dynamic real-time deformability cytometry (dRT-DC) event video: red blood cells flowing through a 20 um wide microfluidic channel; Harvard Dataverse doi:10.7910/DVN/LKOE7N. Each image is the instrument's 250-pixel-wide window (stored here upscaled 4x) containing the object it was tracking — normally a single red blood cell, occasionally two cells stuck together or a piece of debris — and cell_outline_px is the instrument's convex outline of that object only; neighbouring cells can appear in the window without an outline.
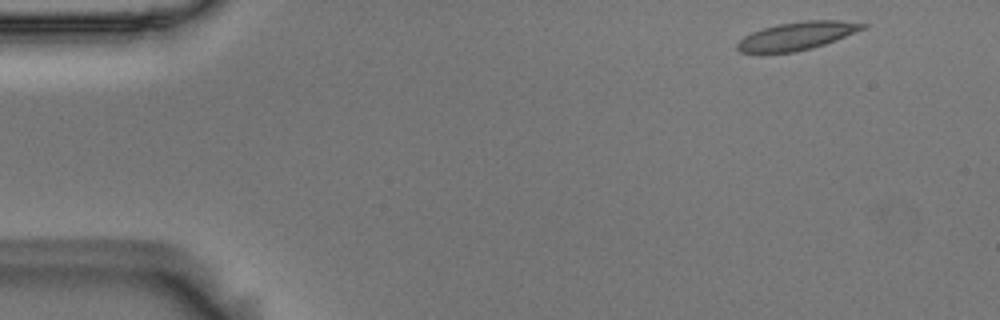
{"species": "Egyptian fruit bat (a non-hibernating species)", "species_latin": "Rousettus aegyptiacus", "temperature_condition": "room temperature", "stored_images_in_passage": 3, "camera_frame_rate_fps": 3000, "um_per_image_px": 0.085, "animal": {"sex": "male"}, "frame": {"image": 1, "passage_image": 1, "time_ms": 0.0, "image_size_px": [1000, 320], "cell_outline_px": [[868, 24], [864, 28], [836, 40], [812, 48], [796, 52], [740, 52], [736, 48], [736, 44], [744, 36], [752, 32], [776, 24], [804, 20], [840, 20]], "centroid_in_image_um": [67.73, 3.04], "position_along_channel_um": 17.3, "area_um2": 20.29}}
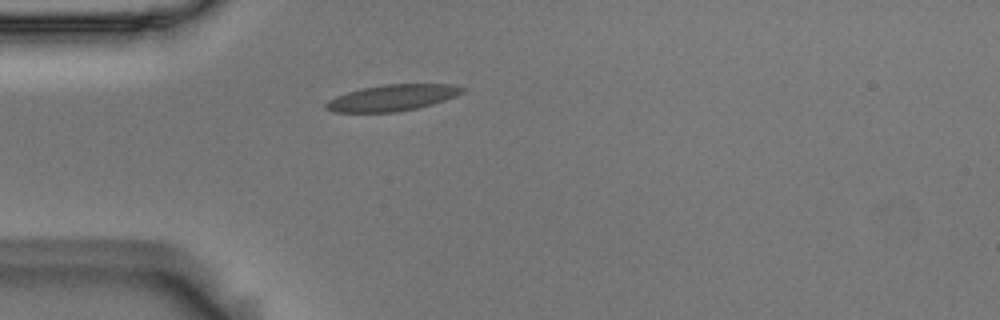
{"frame": {"image": 2, "passage_image": 3, "time_ms": 0.667, "image_size_px": [1000, 320], "cell_outline_px": [[468, 88], [464, 92], [456, 96], [432, 104], [416, 108], [396, 112], [332, 112], [324, 108], [324, 104], [328, 100], [336, 96], [360, 88], [384, 84], [452, 84]], "centroid_in_image_um": [33.34, 8.3], "position_along_channel_um": 51.7, "area_um2": 20.98}}